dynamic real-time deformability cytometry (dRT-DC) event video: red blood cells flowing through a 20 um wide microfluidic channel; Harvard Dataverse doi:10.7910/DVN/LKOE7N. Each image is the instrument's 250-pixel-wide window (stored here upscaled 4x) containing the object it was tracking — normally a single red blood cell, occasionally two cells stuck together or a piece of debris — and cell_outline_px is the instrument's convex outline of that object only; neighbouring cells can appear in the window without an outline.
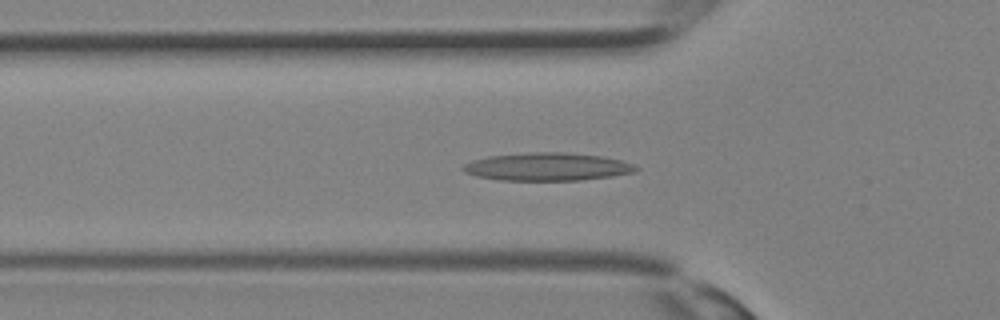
{"species": "Egyptian fruit bat (a non-hibernating species)", "species_latin": "Rousettus aegyptiacus", "temperature_condition": "room temperature", "stored_images_in_passage": 11, "camera_frame_rate_fps": 3000, "um_per_image_px": 0.085, "animal": {"sex": "female"}, "frame": {"image": 1, "passage_image": 10, "time_ms": 3.0, "image_size_px": [1000, 320], "cell_outline_px": [[640, 168], [636, 172], [612, 176], [580, 180], [500, 180], [476, 176], [464, 172], [460, 168], [464, 164], [472, 160], [488, 156], [528, 152], [564, 152], [600, 156], [620, 160], [632, 164]], "centroid_in_image_um": [46.49, 14.17], "position_along_channel_um": 79.3, "area_um2": 28.15}}